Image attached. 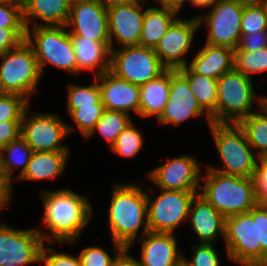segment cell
I'll list each match as a JSON object with an SVG mask.
<instances>
[{
  "instance_id": "cell-49",
  "label": "cell",
  "mask_w": 267,
  "mask_h": 266,
  "mask_svg": "<svg viewBox=\"0 0 267 266\" xmlns=\"http://www.w3.org/2000/svg\"><path fill=\"white\" fill-rule=\"evenodd\" d=\"M154 1L155 2L157 1V3L159 2L161 6L172 7L177 11H180L186 0H154Z\"/></svg>"
},
{
  "instance_id": "cell-14",
  "label": "cell",
  "mask_w": 267,
  "mask_h": 266,
  "mask_svg": "<svg viewBox=\"0 0 267 266\" xmlns=\"http://www.w3.org/2000/svg\"><path fill=\"white\" fill-rule=\"evenodd\" d=\"M146 0H132L107 6L110 49L116 39L122 47L139 45Z\"/></svg>"
},
{
  "instance_id": "cell-36",
  "label": "cell",
  "mask_w": 267,
  "mask_h": 266,
  "mask_svg": "<svg viewBox=\"0 0 267 266\" xmlns=\"http://www.w3.org/2000/svg\"><path fill=\"white\" fill-rule=\"evenodd\" d=\"M30 102L21 95L0 93V122L22 120Z\"/></svg>"
},
{
  "instance_id": "cell-15",
  "label": "cell",
  "mask_w": 267,
  "mask_h": 266,
  "mask_svg": "<svg viewBox=\"0 0 267 266\" xmlns=\"http://www.w3.org/2000/svg\"><path fill=\"white\" fill-rule=\"evenodd\" d=\"M201 167L190 155L169 159L148 173L152 181L163 190L198 191L202 180Z\"/></svg>"
},
{
  "instance_id": "cell-16",
  "label": "cell",
  "mask_w": 267,
  "mask_h": 266,
  "mask_svg": "<svg viewBox=\"0 0 267 266\" xmlns=\"http://www.w3.org/2000/svg\"><path fill=\"white\" fill-rule=\"evenodd\" d=\"M198 28H200V24L197 16L191 19L176 18L172 22L154 49L161 63L167 69L177 70L188 64L184 56L189 52Z\"/></svg>"
},
{
  "instance_id": "cell-51",
  "label": "cell",
  "mask_w": 267,
  "mask_h": 266,
  "mask_svg": "<svg viewBox=\"0 0 267 266\" xmlns=\"http://www.w3.org/2000/svg\"><path fill=\"white\" fill-rule=\"evenodd\" d=\"M98 1L104 4L105 6H109V5L116 4V3L129 2L132 0H98Z\"/></svg>"
},
{
  "instance_id": "cell-40",
  "label": "cell",
  "mask_w": 267,
  "mask_h": 266,
  "mask_svg": "<svg viewBox=\"0 0 267 266\" xmlns=\"http://www.w3.org/2000/svg\"><path fill=\"white\" fill-rule=\"evenodd\" d=\"M253 220H257V244H261L262 266H267V204L253 207Z\"/></svg>"
},
{
  "instance_id": "cell-31",
  "label": "cell",
  "mask_w": 267,
  "mask_h": 266,
  "mask_svg": "<svg viewBox=\"0 0 267 266\" xmlns=\"http://www.w3.org/2000/svg\"><path fill=\"white\" fill-rule=\"evenodd\" d=\"M131 123L132 119L130 114L105 109L102 117L96 123L92 132L85 139L87 140V138L93 136V134L97 131L104 137V139L107 140L111 148V146L115 143L117 136Z\"/></svg>"
},
{
  "instance_id": "cell-46",
  "label": "cell",
  "mask_w": 267,
  "mask_h": 266,
  "mask_svg": "<svg viewBox=\"0 0 267 266\" xmlns=\"http://www.w3.org/2000/svg\"><path fill=\"white\" fill-rule=\"evenodd\" d=\"M22 120L0 122V150L21 135Z\"/></svg>"
},
{
  "instance_id": "cell-38",
  "label": "cell",
  "mask_w": 267,
  "mask_h": 266,
  "mask_svg": "<svg viewBox=\"0 0 267 266\" xmlns=\"http://www.w3.org/2000/svg\"><path fill=\"white\" fill-rule=\"evenodd\" d=\"M104 110V107H80V109H75L70 114V117L73 119L81 134L86 138L102 117Z\"/></svg>"
},
{
  "instance_id": "cell-28",
  "label": "cell",
  "mask_w": 267,
  "mask_h": 266,
  "mask_svg": "<svg viewBox=\"0 0 267 266\" xmlns=\"http://www.w3.org/2000/svg\"><path fill=\"white\" fill-rule=\"evenodd\" d=\"M186 79L199 105L216 123L217 79L193 73L187 66L177 69Z\"/></svg>"
},
{
  "instance_id": "cell-12",
  "label": "cell",
  "mask_w": 267,
  "mask_h": 266,
  "mask_svg": "<svg viewBox=\"0 0 267 266\" xmlns=\"http://www.w3.org/2000/svg\"><path fill=\"white\" fill-rule=\"evenodd\" d=\"M151 199L147 194V220L151 232L173 233L188 219L191 202L199 191L160 190Z\"/></svg>"
},
{
  "instance_id": "cell-30",
  "label": "cell",
  "mask_w": 267,
  "mask_h": 266,
  "mask_svg": "<svg viewBox=\"0 0 267 266\" xmlns=\"http://www.w3.org/2000/svg\"><path fill=\"white\" fill-rule=\"evenodd\" d=\"M261 112H253L238 125L258 157L267 156V104L260 107Z\"/></svg>"
},
{
  "instance_id": "cell-35",
  "label": "cell",
  "mask_w": 267,
  "mask_h": 266,
  "mask_svg": "<svg viewBox=\"0 0 267 266\" xmlns=\"http://www.w3.org/2000/svg\"><path fill=\"white\" fill-rule=\"evenodd\" d=\"M143 143L144 140L140 130L136 129L132 122L117 136L110 150L120 156L132 158L141 150Z\"/></svg>"
},
{
  "instance_id": "cell-21",
  "label": "cell",
  "mask_w": 267,
  "mask_h": 266,
  "mask_svg": "<svg viewBox=\"0 0 267 266\" xmlns=\"http://www.w3.org/2000/svg\"><path fill=\"white\" fill-rule=\"evenodd\" d=\"M188 220L200 243L212 244L216 237H225V217L199 193L191 202Z\"/></svg>"
},
{
  "instance_id": "cell-13",
  "label": "cell",
  "mask_w": 267,
  "mask_h": 266,
  "mask_svg": "<svg viewBox=\"0 0 267 266\" xmlns=\"http://www.w3.org/2000/svg\"><path fill=\"white\" fill-rule=\"evenodd\" d=\"M45 243L38 229L19 230L0 224V266H25L41 262Z\"/></svg>"
},
{
  "instance_id": "cell-43",
  "label": "cell",
  "mask_w": 267,
  "mask_h": 266,
  "mask_svg": "<svg viewBox=\"0 0 267 266\" xmlns=\"http://www.w3.org/2000/svg\"><path fill=\"white\" fill-rule=\"evenodd\" d=\"M254 181L258 204H267V156L258 157Z\"/></svg>"
},
{
  "instance_id": "cell-44",
  "label": "cell",
  "mask_w": 267,
  "mask_h": 266,
  "mask_svg": "<svg viewBox=\"0 0 267 266\" xmlns=\"http://www.w3.org/2000/svg\"><path fill=\"white\" fill-rule=\"evenodd\" d=\"M26 39V28L0 27V55L15 48L21 41Z\"/></svg>"
},
{
  "instance_id": "cell-18",
  "label": "cell",
  "mask_w": 267,
  "mask_h": 266,
  "mask_svg": "<svg viewBox=\"0 0 267 266\" xmlns=\"http://www.w3.org/2000/svg\"><path fill=\"white\" fill-rule=\"evenodd\" d=\"M66 28H70V36L110 41L107 6L98 0L72 4Z\"/></svg>"
},
{
  "instance_id": "cell-1",
  "label": "cell",
  "mask_w": 267,
  "mask_h": 266,
  "mask_svg": "<svg viewBox=\"0 0 267 266\" xmlns=\"http://www.w3.org/2000/svg\"><path fill=\"white\" fill-rule=\"evenodd\" d=\"M42 192L44 204L42 222L50 233L46 235L42 230H38L43 242L46 238V240L50 238L49 245L54 244L53 241L60 244L67 242L74 244L92 217L93 210L88 198L76 194L69 188Z\"/></svg>"
},
{
  "instance_id": "cell-26",
  "label": "cell",
  "mask_w": 267,
  "mask_h": 266,
  "mask_svg": "<svg viewBox=\"0 0 267 266\" xmlns=\"http://www.w3.org/2000/svg\"><path fill=\"white\" fill-rule=\"evenodd\" d=\"M171 69L140 86V116H155L163 112L170 93Z\"/></svg>"
},
{
  "instance_id": "cell-52",
  "label": "cell",
  "mask_w": 267,
  "mask_h": 266,
  "mask_svg": "<svg viewBox=\"0 0 267 266\" xmlns=\"http://www.w3.org/2000/svg\"><path fill=\"white\" fill-rule=\"evenodd\" d=\"M2 4L23 5V0H0Z\"/></svg>"
},
{
  "instance_id": "cell-45",
  "label": "cell",
  "mask_w": 267,
  "mask_h": 266,
  "mask_svg": "<svg viewBox=\"0 0 267 266\" xmlns=\"http://www.w3.org/2000/svg\"><path fill=\"white\" fill-rule=\"evenodd\" d=\"M267 47V30L242 34L234 51H257Z\"/></svg>"
},
{
  "instance_id": "cell-48",
  "label": "cell",
  "mask_w": 267,
  "mask_h": 266,
  "mask_svg": "<svg viewBox=\"0 0 267 266\" xmlns=\"http://www.w3.org/2000/svg\"><path fill=\"white\" fill-rule=\"evenodd\" d=\"M129 249H124L113 261L111 266H139L138 260L131 257Z\"/></svg>"
},
{
  "instance_id": "cell-19",
  "label": "cell",
  "mask_w": 267,
  "mask_h": 266,
  "mask_svg": "<svg viewBox=\"0 0 267 266\" xmlns=\"http://www.w3.org/2000/svg\"><path fill=\"white\" fill-rule=\"evenodd\" d=\"M95 78L105 109L127 114L133 110L140 115V86L115 76L109 70Z\"/></svg>"
},
{
  "instance_id": "cell-50",
  "label": "cell",
  "mask_w": 267,
  "mask_h": 266,
  "mask_svg": "<svg viewBox=\"0 0 267 266\" xmlns=\"http://www.w3.org/2000/svg\"><path fill=\"white\" fill-rule=\"evenodd\" d=\"M189 1L192 2V5H195L196 7L200 8H207V7L210 8L215 2H217L216 0H189Z\"/></svg>"
},
{
  "instance_id": "cell-37",
  "label": "cell",
  "mask_w": 267,
  "mask_h": 266,
  "mask_svg": "<svg viewBox=\"0 0 267 266\" xmlns=\"http://www.w3.org/2000/svg\"><path fill=\"white\" fill-rule=\"evenodd\" d=\"M114 257L99 246L85 247L80 251L79 258L82 266H111L116 257L125 249L113 241Z\"/></svg>"
},
{
  "instance_id": "cell-23",
  "label": "cell",
  "mask_w": 267,
  "mask_h": 266,
  "mask_svg": "<svg viewBox=\"0 0 267 266\" xmlns=\"http://www.w3.org/2000/svg\"><path fill=\"white\" fill-rule=\"evenodd\" d=\"M70 37L76 56L78 74L84 70H92L96 77L109 70L110 41H96L82 36Z\"/></svg>"
},
{
  "instance_id": "cell-39",
  "label": "cell",
  "mask_w": 267,
  "mask_h": 266,
  "mask_svg": "<svg viewBox=\"0 0 267 266\" xmlns=\"http://www.w3.org/2000/svg\"><path fill=\"white\" fill-rule=\"evenodd\" d=\"M212 244L199 243L192 247V257L183 256L182 266H220L219 256ZM192 259V260H191Z\"/></svg>"
},
{
  "instance_id": "cell-41",
  "label": "cell",
  "mask_w": 267,
  "mask_h": 266,
  "mask_svg": "<svg viewBox=\"0 0 267 266\" xmlns=\"http://www.w3.org/2000/svg\"><path fill=\"white\" fill-rule=\"evenodd\" d=\"M41 262L44 263V266H82L79 256L58 253L45 245L41 250Z\"/></svg>"
},
{
  "instance_id": "cell-11",
  "label": "cell",
  "mask_w": 267,
  "mask_h": 266,
  "mask_svg": "<svg viewBox=\"0 0 267 266\" xmlns=\"http://www.w3.org/2000/svg\"><path fill=\"white\" fill-rule=\"evenodd\" d=\"M244 0L217 1L207 14L197 16L200 26L208 28L206 43L236 49L242 35Z\"/></svg>"
},
{
  "instance_id": "cell-3",
  "label": "cell",
  "mask_w": 267,
  "mask_h": 266,
  "mask_svg": "<svg viewBox=\"0 0 267 266\" xmlns=\"http://www.w3.org/2000/svg\"><path fill=\"white\" fill-rule=\"evenodd\" d=\"M199 194L225 218L249 212L257 202L254 178L225 175L207 169Z\"/></svg>"
},
{
  "instance_id": "cell-25",
  "label": "cell",
  "mask_w": 267,
  "mask_h": 266,
  "mask_svg": "<svg viewBox=\"0 0 267 266\" xmlns=\"http://www.w3.org/2000/svg\"><path fill=\"white\" fill-rule=\"evenodd\" d=\"M179 13L172 7L145 8L139 45L155 49Z\"/></svg>"
},
{
  "instance_id": "cell-5",
  "label": "cell",
  "mask_w": 267,
  "mask_h": 266,
  "mask_svg": "<svg viewBox=\"0 0 267 266\" xmlns=\"http://www.w3.org/2000/svg\"><path fill=\"white\" fill-rule=\"evenodd\" d=\"M209 129L224 168L207 166V169L225 175L254 178L258 156L253 154V148L240 126L211 123Z\"/></svg>"
},
{
  "instance_id": "cell-47",
  "label": "cell",
  "mask_w": 267,
  "mask_h": 266,
  "mask_svg": "<svg viewBox=\"0 0 267 266\" xmlns=\"http://www.w3.org/2000/svg\"><path fill=\"white\" fill-rule=\"evenodd\" d=\"M12 185L0 173V211L10 204Z\"/></svg>"
},
{
  "instance_id": "cell-6",
  "label": "cell",
  "mask_w": 267,
  "mask_h": 266,
  "mask_svg": "<svg viewBox=\"0 0 267 266\" xmlns=\"http://www.w3.org/2000/svg\"><path fill=\"white\" fill-rule=\"evenodd\" d=\"M0 58V93L21 95L29 101L42 75L32 46L23 40Z\"/></svg>"
},
{
  "instance_id": "cell-8",
  "label": "cell",
  "mask_w": 267,
  "mask_h": 266,
  "mask_svg": "<svg viewBox=\"0 0 267 266\" xmlns=\"http://www.w3.org/2000/svg\"><path fill=\"white\" fill-rule=\"evenodd\" d=\"M110 50L109 71L132 84L141 86L167 70L152 48L136 45Z\"/></svg>"
},
{
  "instance_id": "cell-27",
  "label": "cell",
  "mask_w": 267,
  "mask_h": 266,
  "mask_svg": "<svg viewBox=\"0 0 267 266\" xmlns=\"http://www.w3.org/2000/svg\"><path fill=\"white\" fill-rule=\"evenodd\" d=\"M69 152H33L25 172L19 180L53 179L65 169Z\"/></svg>"
},
{
  "instance_id": "cell-10",
  "label": "cell",
  "mask_w": 267,
  "mask_h": 266,
  "mask_svg": "<svg viewBox=\"0 0 267 266\" xmlns=\"http://www.w3.org/2000/svg\"><path fill=\"white\" fill-rule=\"evenodd\" d=\"M29 106L24 111L21 121V136L32 148L33 152H70L61 141L67 137L74 127L51 113L29 115ZM61 143V144H60Z\"/></svg>"
},
{
  "instance_id": "cell-53",
  "label": "cell",
  "mask_w": 267,
  "mask_h": 266,
  "mask_svg": "<svg viewBox=\"0 0 267 266\" xmlns=\"http://www.w3.org/2000/svg\"><path fill=\"white\" fill-rule=\"evenodd\" d=\"M86 1H93V0H68L70 5L78 3V2H86Z\"/></svg>"
},
{
  "instance_id": "cell-20",
  "label": "cell",
  "mask_w": 267,
  "mask_h": 266,
  "mask_svg": "<svg viewBox=\"0 0 267 266\" xmlns=\"http://www.w3.org/2000/svg\"><path fill=\"white\" fill-rule=\"evenodd\" d=\"M139 266H182L183 254L177 250L174 233L147 232L140 238Z\"/></svg>"
},
{
  "instance_id": "cell-4",
  "label": "cell",
  "mask_w": 267,
  "mask_h": 266,
  "mask_svg": "<svg viewBox=\"0 0 267 266\" xmlns=\"http://www.w3.org/2000/svg\"><path fill=\"white\" fill-rule=\"evenodd\" d=\"M253 87L252 78L235 68L217 79L216 123L238 124L255 112L252 111L255 102L260 108L264 104V95L257 97Z\"/></svg>"
},
{
  "instance_id": "cell-34",
  "label": "cell",
  "mask_w": 267,
  "mask_h": 266,
  "mask_svg": "<svg viewBox=\"0 0 267 266\" xmlns=\"http://www.w3.org/2000/svg\"><path fill=\"white\" fill-rule=\"evenodd\" d=\"M234 68L247 77L267 71V47L257 51H234Z\"/></svg>"
},
{
  "instance_id": "cell-9",
  "label": "cell",
  "mask_w": 267,
  "mask_h": 266,
  "mask_svg": "<svg viewBox=\"0 0 267 266\" xmlns=\"http://www.w3.org/2000/svg\"><path fill=\"white\" fill-rule=\"evenodd\" d=\"M226 254L242 266H262L261 244H257V220H253V208L225 218Z\"/></svg>"
},
{
  "instance_id": "cell-29",
  "label": "cell",
  "mask_w": 267,
  "mask_h": 266,
  "mask_svg": "<svg viewBox=\"0 0 267 266\" xmlns=\"http://www.w3.org/2000/svg\"><path fill=\"white\" fill-rule=\"evenodd\" d=\"M32 153V148L21 135L0 150V173L11 185L14 169L21 167L16 178L20 177L25 172Z\"/></svg>"
},
{
  "instance_id": "cell-42",
  "label": "cell",
  "mask_w": 267,
  "mask_h": 266,
  "mask_svg": "<svg viewBox=\"0 0 267 266\" xmlns=\"http://www.w3.org/2000/svg\"><path fill=\"white\" fill-rule=\"evenodd\" d=\"M22 6L0 3V27L26 28L23 21Z\"/></svg>"
},
{
  "instance_id": "cell-2",
  "label": "cell",
  "mask_w": 267,
  "mask_h": 266,
  "mask_svg": "<svg viewBox=\"0 0 267 266\" xmlns=\"http://www.w3.org/2000/svg\"><path fill=\"white\" fill-rule=\"evenodd\" d=\"M108 222L112 242L131 249L143 227L142 236L149 232L147 193L136 184H115L111 197Z\"/></svg>"
},
{
  "instance_id": "cell-22",
  "label": "cell",
  "mask_w": 267,
  "mask_h": 266,
  "mask_svg": "<svg viewBox=\"0 0 267 266\" xmlns=\"http://www.w3.org/2000/svg\"><path fill=\"white\" fill-rule=\"evenodd\" d=\"M186 66L193 73L219 79L234 68V49L205 43Z\"/></svg>"
},
{
  "instance_id": "cell-32",
  "label": "cell",
  "mask_w": 267,
  "mask_h": 266,
  "mask_svg": "<svg viewBox=\"0 0 267 266\" xmlns=\"http://www.w3.org/2000/svg\"><path fill=\"white\" fill-rule=\"evenodd\" d=\"M94 80L95 83L85 87L76 84L68 85L66 101L69 115L80 107H104L99 84L96 78Z\"/></svg>"
},
{
  "instance_id": "cell-33",
  "label": "cell",
  "mask_w": 267,
  "mask_h": 266,
  "mask_svg": "<svg viewBox=\"0 0 267 266\" xmlns=\"http://www.w3.org/2000/svg\"><path fill=\"white\" fill-rule=\"evenodd\" d=\"M267 30V3L265 0H244L241 33H258Z\"/></svg>"
},
{
  "instance_id": "cell-17",
  "label": "cell",
  "mask_w": 267,
  "mask_h": 266,
  "mask_svg": "<svg viewBox=\"0 0 267 266\" xmlns=\"http://www.w3.org/2000/svg\"><path fill=\"white\" fill-rule=\"evenodd\" d=\"M199 116H206L208 125L212 123L211 116L199 105L190 90L187 79L178 70L171 69L169 99L157 122L179 126L188 118Z\"/></svg>"
},
{
  "instance_id": "cell-24",
  "label": "cell",
  "mask_w": 267,
  "mask_h": 266,
  "mask_svg": "<svg viewBox=\"0 0 267 266\" xmlns=\"http://www.w3.org/2000/svg\"><path fill=\"white\" fill-rule=\"evenodd\" d=\"M71 5L68 0H23V21L26 28L34 26H66ZM40 19L42 23H37ZM31 22V23H30Z\"/></svg>"
},
{
  "instance_id": "cell-7",
  "label": "cell",
  "mask_w": 267,
  "mask_h": 266,
  "mask_svg": "<svg viewBox=\"0 0 267 266\" xmlns=\"http://www.w3.org/2000/svg\"><path fill=\"white\" fill-rule=\"evenodd\" d=\"M26 28V41L32 46L39 70L52 64L72 75L77 74V62L72 39L66 26H34Z\"/></svg>"
}]
</instances>
